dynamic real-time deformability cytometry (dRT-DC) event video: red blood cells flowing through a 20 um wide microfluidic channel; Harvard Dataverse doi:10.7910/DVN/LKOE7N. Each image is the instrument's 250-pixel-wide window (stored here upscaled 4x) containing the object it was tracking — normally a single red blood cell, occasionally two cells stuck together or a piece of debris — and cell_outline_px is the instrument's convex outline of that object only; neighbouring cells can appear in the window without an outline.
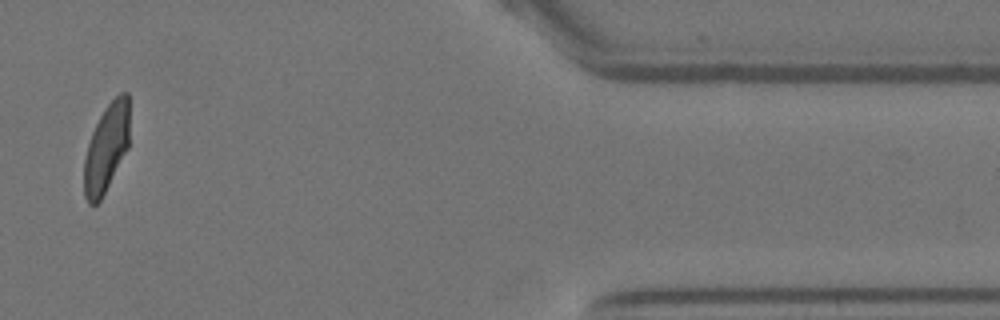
{"species": "Egyptian fruit bat (a non-hibernating species)", "species_latin": "Rousettus aegyptiacus", "temperature_condition": "warm", "stored_images_in_passage": 15, "segment_of_instrument_passage": [1, 2], "camera_frame_rate_fps": 3000, "um_per_image_px": 0.085, "animal": {"sex": "female"}, "frame": {"image": 1, "passage_image": 13, "time_ms": 15.0, "image_size_px": [1000, 320], "cell_outline_px": [[128, 148], [100, 200], [96, 204], [88, 204], [84, 196], [84, 160], [88, 144], [92, 132], [104, 108], [120, 92], [128, 92]], "centroid_in_image_um": [9.03, 12.58], "position_along_channel_um": 402.4, "area_um2": 22.95}}